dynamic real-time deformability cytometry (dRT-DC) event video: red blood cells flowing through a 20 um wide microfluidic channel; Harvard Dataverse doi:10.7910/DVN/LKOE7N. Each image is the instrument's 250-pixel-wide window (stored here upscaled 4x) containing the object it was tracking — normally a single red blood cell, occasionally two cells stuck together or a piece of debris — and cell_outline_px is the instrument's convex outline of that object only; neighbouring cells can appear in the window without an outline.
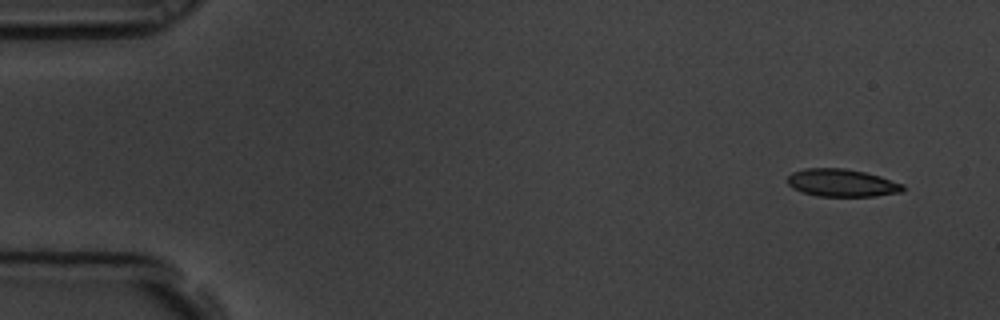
{"species": "common noctule bat (a hibernating species)", "species_latin": "Nyctalus noctula", "temperature_condition": "room temperature", "stored_images_in_passage": 6, "segment_of_instrument_passage": [1, 2], "camera_frame_rate_fps": 3000, "um_per_image_px": 0.085, "animal": {"sex": "male", "body_mass_g": 19.5, "forearm_length_mm": 54.6}, "frame": {"image": 1, "passage_image": 1, "time_ms": 0.0, "image_size_px": [1000, 320], "cell_outline_px": [[904, 192], [876, 196], [816, 196], [800, 192], [792, 188], [788, 184], [788, 176], [792, 172], [804, 168], [844, 168], [864, 172], [880, 176], [904, 184]], "centroid_in_image_um": [71.55, 15.55], "position_along_channel_um": 13.4, "area_um2": 18.79}}